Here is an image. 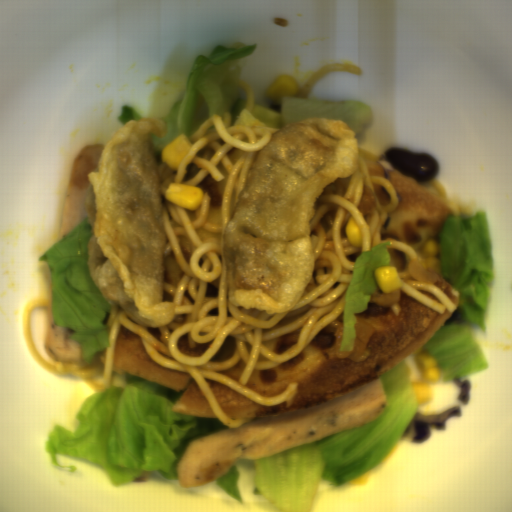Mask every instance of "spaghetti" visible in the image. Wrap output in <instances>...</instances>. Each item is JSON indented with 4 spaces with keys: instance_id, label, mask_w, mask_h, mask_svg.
I'll list each match as a JSON object with an SVG mask.
<instances>
[{
    "instance_id": "spaghetti-1",
    "label": "spaghetti",
    "mask_w": 512,
    "mask_h": 512,
    "mask_svg": "<svg viewBox=\"0 0 512 512\" xmlns=\"http://www.w3.org/2000/svg\"><path fill=\"white\" fill-rule=\"evenodd\" d=\"M274 136L264 128L235 125L230 114L222 113L204 122L189 138L191 149L177 169L163 162L157 168L161 215L162 256L173 253L184 275L176 286L163 281V302H172L175 316L165 325L149 328L135 325L111 303L107 316L109 346L105 349L104 371L73 362H50L39 356L32 339L30 320L35 309L48 306L49 300L36 298L23 308L24 342L37 364L54 374H72L83 378L98 394L111 387L115 345L120 327L138 335L147 355L166 370L190 373L217 421L230 428L242 426V419L224 413L206 379H210L266 406L286 402L293 405L298 383L291 382L280 394L264 396L253 392L248 382L255 371L271 369L301 353L319 331L345 312L346 298L355 263L360 255L378 244L390 242L394 248L417 260L413 247L391 239L381 232L389 215L400 203L393 184L370 174L358 153L355 172L327 184L315 200L309 234L313 251V274L295 306L279 314L242 308L229 301L230 276L225 248L227 229L234 217L247 178L258 153ZM222 163L229 170L222 226L206 220L210 199H204L196 211L173 205L164 194L169 182L196 186L205 176L222 180L216 169ZM384 187L391 203L381 206L374 185ZM369 187L377 207L367 216L358 210L363 187ZM359 225L362 248L349 244L345 232L347 220ZM302 329L297 344L281 354L260 347L261 341ZM187 332L189 345L211 342L202 356L180 353L177 342ZM235 336L236 350L229 360L213 361L227 336Z\"/></svg>"
},
{
    "instance_id": "spaghetti-2",
    "label": "spaghetti",
    "mask_w": 512,
    "mask_h": 512,
    "mask_svg": "<svg viewBox=\"0 0 512 512\" xmlns=\"http://www.w3.org/2000/svg\"><path fill=\"white\" fill-rule=\"evenodd\" d=\"M397 272L402 282V286L398 290L408 294L424 306L440 315L455 312V304L435 283L422 284L411 277L408 270Z\"/></svg>"
},
{
    "instance_id": "spaghetti-3",
    "label": "spaghetti",
    "mask_w": 512,
    "mask_h": 512,
    "mask_svg": "<svg viewBox=\"0 0 512 512\" xmlns=\"http://www.w3.org/2000/svg\"><path fill=\"white\" fill-rule=\"evenodd\" d=\"M338 71H347L356 75H360L361 71L359 67L355 66L352 63H346V62H335V63H329L324 64L317 70H315L309 78L304 82L298 98H307L310 91L313 89V87L316 85V83L322 79L323 77L327 76L328 74L332 72H338Z\"/></svg>"
},
{
    "instance_id": "spaghetti-4",
    "label": "spaghetti",
    "mask_w": 512,
    "mask_h": 512,
    "mask_svg": "<svg viewBox=\"0 0 512 512\" xmlns=\"http://www.w3.org/2000/svg\"><path fill=\"white\" fill-rule=\"evenodd\" d=\"M429 184L434 188L436 197L447 207L452 215L467 216L473 214L474 210L465 204L449 200L445 187L439 181L436 179L431 180Z\"/></svg>"
},
{
    "instance_id": "spaghetti-5",
    "label": "spaghetti",
    "mask_w": 512,
    "mask_h": 512,
    "mask_svg": "<svg viewBox=\"0 0 512 512\" xmlns=\"http://www.w3.org/2000/svg\"><path fill=\"white\" fill-rule=\"evenodd\" d=\"M236 87L242 92L244 96L243 109H247L253 112V107L255 106V97L248 83L239 77L237 80Z\"/></svg>"
},
{
    "instance_id": "spaghetti-6",
    "label": "spaghetti",
    "mask_w": 512,
    "mask_h": 512,
    "mask_svg": "<svg viewBox=\"0 0 512 512\" xmlns=\"http://www.w3.org/2000/svg\"><path fill=\"white\" fill-rule=\"evenodd\" d=\"M393 314H395L396 316L399 317L400 313H401V310H400V306H399V303H393V304H389Z\"/></svg>"
}]
</instances>
